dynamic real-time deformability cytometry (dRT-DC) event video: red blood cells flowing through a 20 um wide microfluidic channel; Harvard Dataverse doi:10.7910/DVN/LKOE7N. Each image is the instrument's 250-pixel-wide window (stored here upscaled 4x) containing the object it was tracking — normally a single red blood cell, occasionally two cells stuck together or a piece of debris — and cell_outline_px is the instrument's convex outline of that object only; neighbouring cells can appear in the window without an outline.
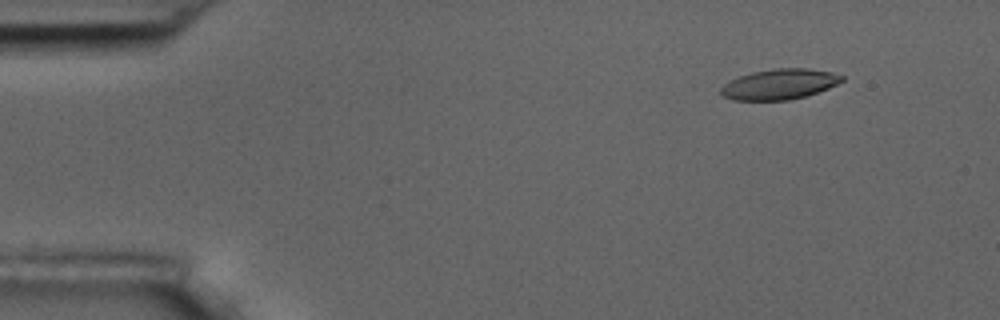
{"species": "common noctule bat (a hibernating species)", "species_latin": "Nyctalus noctula", "temperature_condition": "room temperature", "stored_images_in_passage": 51, "camera_frame_rate_fps": 3000, "um_per_image_px": 0.085, "animal": {"sex": "male", "body_mass_g": 17.5, "forearm_length_mm": 52.3}, "frame": {"image": 1, "passage_image": 1, "time_ms": 0.0, "image_size_px": [1000, 320], "cell_outline_px": [[844, 80], [828, 88], [804, 96], [788, 100], [732, 100], [724, 96], [720, 92], [720, 88], [728, 80], [752, 72], [772, 68], [808, 68], [832, 72], [844, 76]], "centroid_in_image_um": [66.23, 7.15], "position_along_channel_um": 18.8, "area_um2": 21.44}}
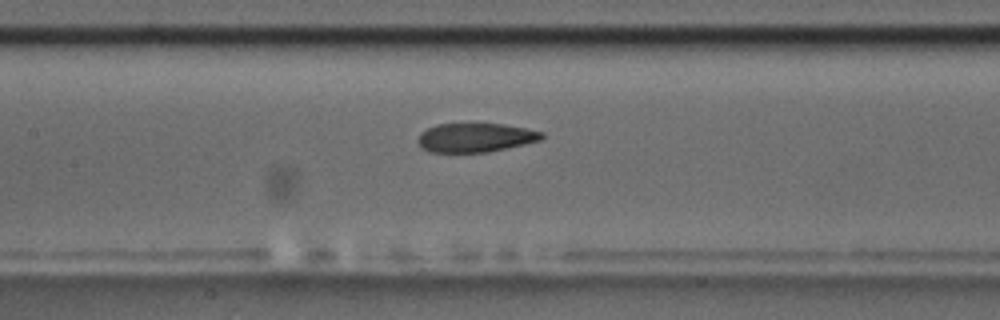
{"frame": {"image": 2, "passage_image": 21, "time_ms": 6.667, "image_size_px": [1000, 320], "cell_outline_px": [[544, 136], [540, 140], [524, 144], [488, 152], [428, 152], [420, 148], [416, 140], [420, 132], [436, 124], [504, 124], [528, 128], [544, 132]], "centroid_in_image_um": [40.38, 11.69], "position_along_channel_um": 167.0, "area_um2": 21.1}}
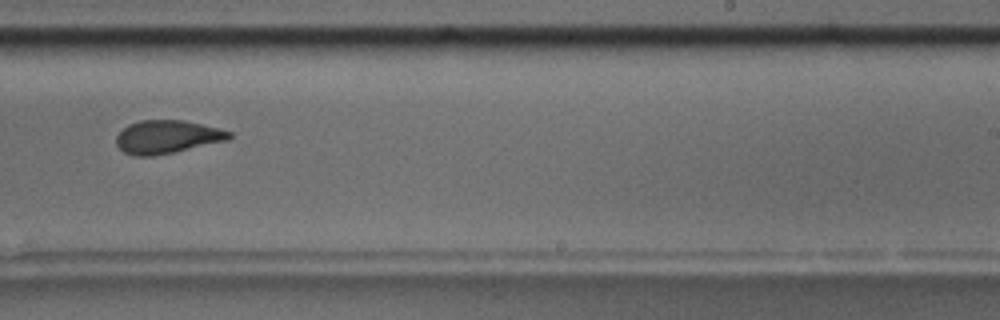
{"frame": {"image": 3, "passage_image": 30, "time_ms": 9.667, "image_size_px": [1000, 320], "cell_outline_px": [[232, 136], [228, 140], [172, 152], [152, 156], [136, 156], [124, 152], [116, 144], [116, 136], [128, 124], [140, 120], [184, 120], [220, 128], [232, 132]], "centroid_in_image_um": [14.21, 11.62], "position_along_channel_um": 274.8, "area_um2": 21.73}, "authors_computed_cell_mechanics": {"area_um2": 22.542, "velocity_mm_per_s": 3.6085, "shape_relaxation_time_tau1_ms": 6.575, "shape_relaxation_time_tau2_ms": 1.5447, "deformation_change_tau1": 0.1843, "deformation_change_tau2": 0.0747}}